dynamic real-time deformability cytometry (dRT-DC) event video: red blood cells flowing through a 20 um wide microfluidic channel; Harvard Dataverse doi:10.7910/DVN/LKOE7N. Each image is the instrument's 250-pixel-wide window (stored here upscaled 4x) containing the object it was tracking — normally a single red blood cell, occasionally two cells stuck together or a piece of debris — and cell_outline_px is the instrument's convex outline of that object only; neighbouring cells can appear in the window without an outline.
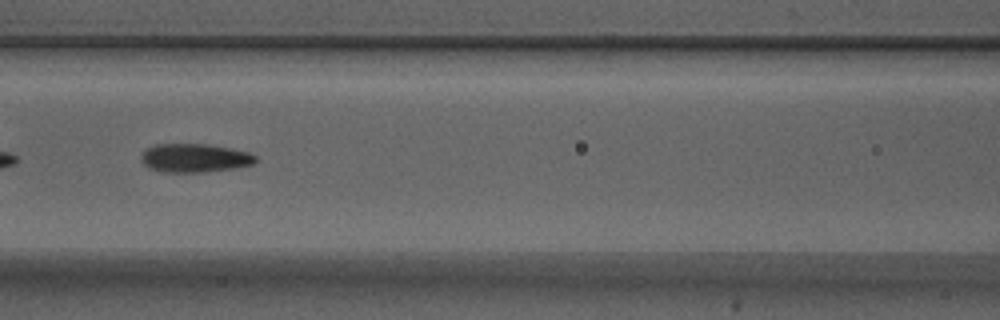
{"species": "Egyptian fruit bat (a non-hibernating species)", "species_latin": "Rousettus aegyptiacus", "temperature_condition": "warm", "stored_images_in_passage": 53, "segment_of_instrument_passage": [2, 2], "camera_frame_rate_fps": 3000, "um_per_image_px": 0.085, "animal": {"sex": "male"}, "frame": {"image": 1, "passage_image": 24, "time_ms": 7.667, "image_size_px": [1000, 320], "cell_outline_px": [[256, 160], [252, 164], [236, 168], [204, 172], [160, 172], [148, 168], [140, 160], [140, 156], [148, 148], [156, 144], [204, 144], [228, 148], [248, 152], [256, 156]], "centroid_in_image_um": [16.51, 13.44], "position_along_channel_um": 150.1, "area_um2": 19.02}}
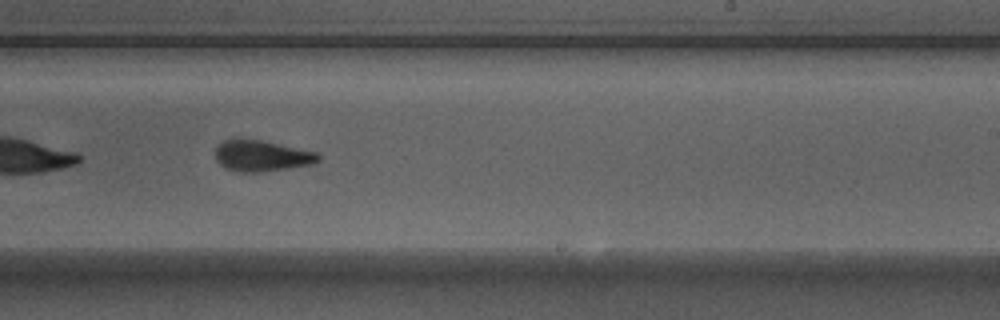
{"frame": {"image": 2, "passage_image": 33, "time_ms": 10.667, "image_size_px": [1000, 320], "cell_outline_px": [[320, 160], [312, 164], [288, 168], [260, 172], [240, 172], [224, 168], [216, 160], [216, 144], [224, 140], [260, 140], [316, 152], [320, 156]], "centroid_in_image_um": [22.22, 13.26], "position_along_channel_um": 266.8, "area_um2": 18.38}}
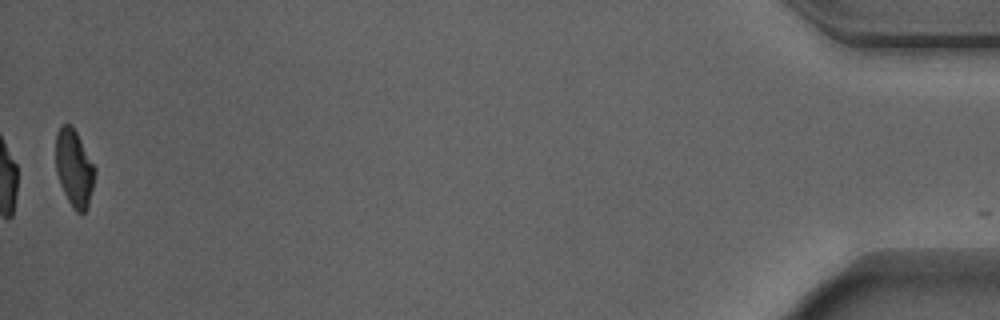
{"frame": {"image": 3, "passage_image": 53, "time_ms": 17.333, "image_size_px": [1000, 320], "cell_outline_px": [[96, 172], [88, 204], [84, 212], [76, 212], [72, 208], [60, 184], [56, 172], [56, 132], [64, 124], [72, 124], [96, 168]], "centroid_in_image_um": [6.3, 14.27], "position_along_channel_um": 428.9, "area_um2": 17.46}}